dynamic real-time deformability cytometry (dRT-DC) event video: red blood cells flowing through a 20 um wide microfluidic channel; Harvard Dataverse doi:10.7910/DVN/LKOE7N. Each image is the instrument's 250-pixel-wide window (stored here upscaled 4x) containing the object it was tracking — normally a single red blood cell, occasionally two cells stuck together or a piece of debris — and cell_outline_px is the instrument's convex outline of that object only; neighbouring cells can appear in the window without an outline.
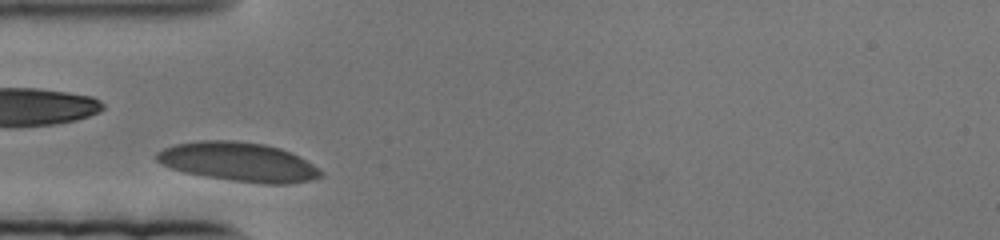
{"species": "human", "species_latin": "Homo sapiens", "temperature_condition": "cold", "stored_images_in_passage": 59, "camera_frame_rate_fps": 3000, "um_per_image_px": 0.085, "donor": {"sex": "female"}, "frame": {"image": 1, "passage_image": 3, "time_ms": 0.667, "image_size_px": [1000, 240], "cell_outline_px": [[324, 176], [312, 180], [288, 184], [264, 184], [232, 180], [204, 176], [184, 172], [160, 164], [156, 160], [156, 152], [164, 148], [176, 144], [200, 140], [236, 140], [264, 144], [280, 148], [312, 164], [324, 172]], "centroid_in_image_um": [20.27, 13.76], "position_along_channel_um": 64.7, "area_um2": 37.34}}
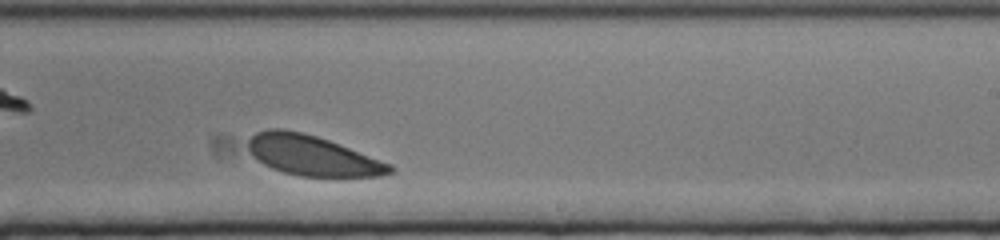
{"frame": {"image": 2, "passage_image": 29, "time_ms": 9.333, "image_size_px": [1000, 240], "cell_outline_px": [[396, 168], [392, 172], [380, 176], [300, 176], [284, 172], [272, 168], [256, 160], [252, 156], [248, 148], [248, 140], [256, 132], [268, 128], [284, 128], [316, 136], [328, 140], [392, 164]], "centroid_in_image_um": [26.53, 13.21], "position_along_channel_um": 262.5, "area_um2": 33.0}}
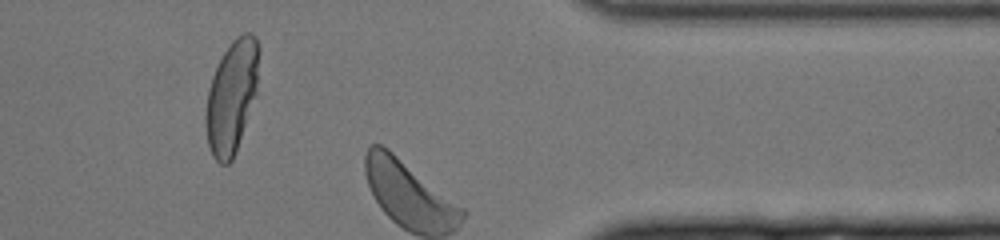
{"frame": {"image": 3, "passage_image": 45, "time_ms": 14.667, "image_size_px": [1000, 240], "cell_outline_px": [[260, 52], [256, 92], [236, 152], [232, 160], [228, 164], [220, 164], [212, 156], [208, 144], [204, 124], [204, 116], [208, 88], [212, 76], [224, 52], [232, 40], [236, 36], [244, 32], [252, 32], [256, 36], [260, 48]], "centroid_in_image_um": [19.69, 8.19], "position_along_channel_um": 391.7, "area_um2": 35.2}}